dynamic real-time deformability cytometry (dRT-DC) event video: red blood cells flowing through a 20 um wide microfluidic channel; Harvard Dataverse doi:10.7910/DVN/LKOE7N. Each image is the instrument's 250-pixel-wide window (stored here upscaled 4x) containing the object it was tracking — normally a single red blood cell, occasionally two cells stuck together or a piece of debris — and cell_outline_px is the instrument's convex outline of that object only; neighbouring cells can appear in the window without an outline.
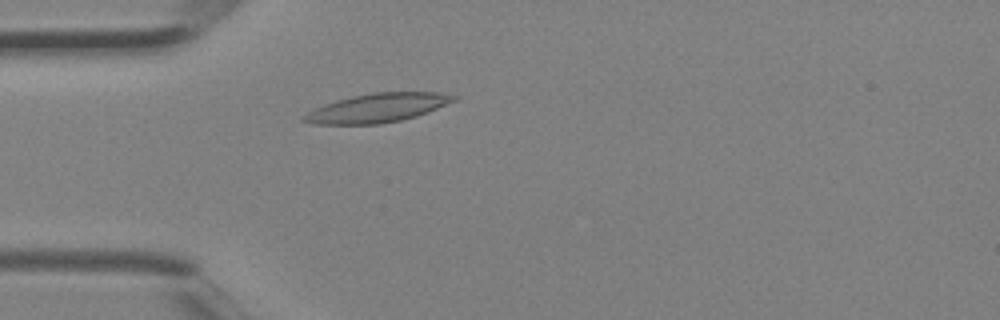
{"species": "Egyptian fruit bat (a non-hibernating species)", "species_latin": "Rousettus aegyptiacus", "temperature_condition": "room temperature", "stored_images_in_passage": 3, "camera_frame_rate_fps": 3000, "um_per_image_px": 0.085, "animal": {"sex": "female"}, "frame": {"image": 1, "passage_image": 3, "time_ms": 0.667, "image_size_px": [1000, 320], "cell_outline_px": [[460, 96], [456, 100], [416, 116], [400, 120], [380, 124], [312, 124], [300, 120], [300, 116], [324, 104], [336, 100], [352, 96], [372, 92], [440, 92]], "centroid_in_image_um": [32.05, 9.17], "position_along_channel_um": 52.9, "area_um2": 25.2}}